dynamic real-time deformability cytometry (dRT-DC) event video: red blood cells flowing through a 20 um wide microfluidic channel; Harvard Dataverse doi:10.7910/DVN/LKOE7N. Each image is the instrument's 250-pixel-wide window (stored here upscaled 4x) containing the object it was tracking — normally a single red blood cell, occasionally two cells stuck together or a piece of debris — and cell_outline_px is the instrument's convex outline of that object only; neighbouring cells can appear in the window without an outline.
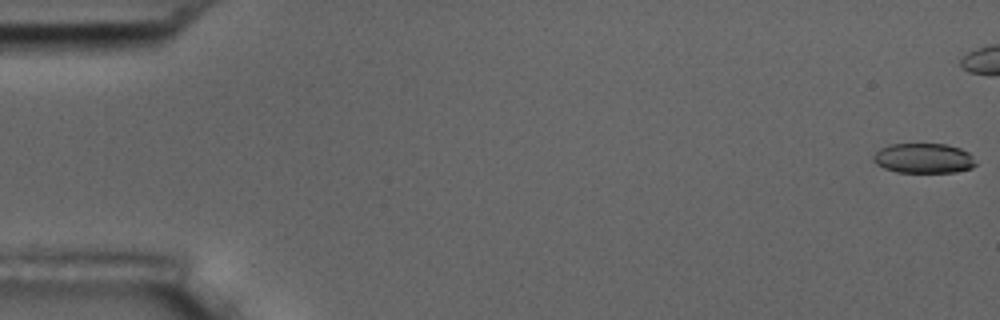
{"species": "common noctule bat (a hibernating species)", "species_latin": "Nyctalus noctula", "temperature_condition": "room temperature", "stored_images_in_passage": 44, "camera_frame_rate_fps": 3000, "um_per_image_px": 0.085, "animal": {"sex": "male", "body_mass_g": 17.5, "forearm_length_mm": 52.3}, "frame": {"image": 1, "passage_image": 1, "time_ms": 0.0, "image_size_px": [1000, 320], "cell_outline_px": [[976, 164], [972, 168], [956, 172], [896, 172], [884, 168], [876, 164], [872, 160], [872, 156], [880, 148], [888, 144], [948, 144], [960, 148], [968, 152]], "centroid_in_image_um": [78.47, 13.45], "position_along_channel_um": 6.5, "area_um2": 17.92}}
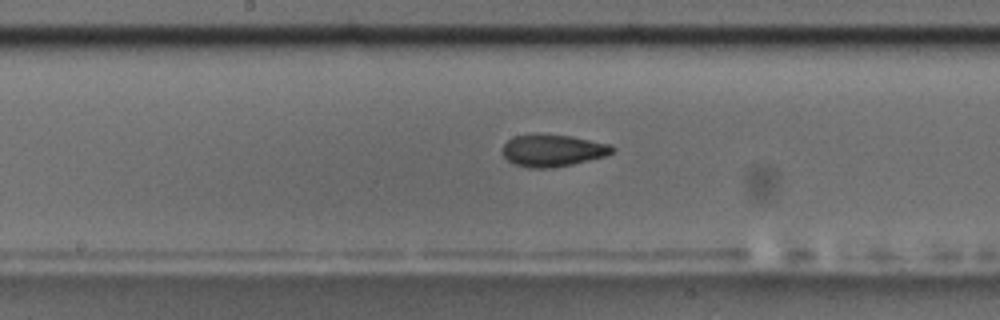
{"frame": {"image": 2, "passage_image": 29, "time_ms": 9.333, "image_size_px": [1000, 320], "cell_outline_px": [[616, 148], [612, 152], [604, 156], [572, 164], [552, 168], [528, 168], [512, 164], [500, 152], [504, 144], [512, 136], [536, 132], [572, 136], [612, 144]], "centroid_in_image_um": [46.93, 12.76], "position_along_channel_um": 201.3, "area_um2": 21.1}}
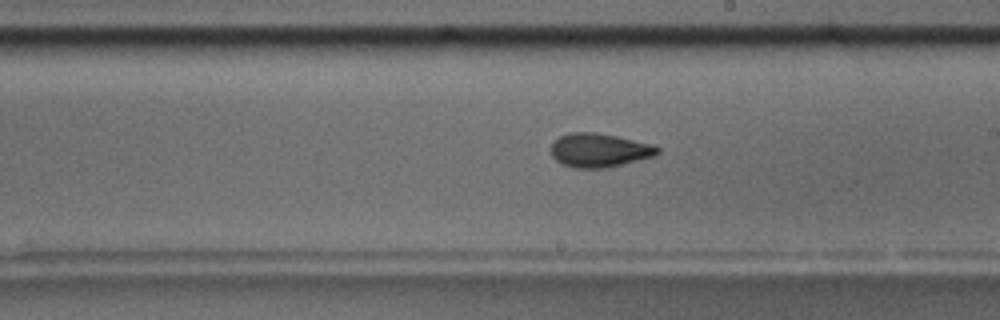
{"frame": {"image": 3, "passage_image": 32, "time_ms": 10.333, "image_size_px": [1000, 320], "cell_outline_px": [[660, 152], [652, 156], [604, 168], [576, 168], [560, 164], [552, 156], [552, 144], [560, 136], [568, 132], [596, 132], [616, 136], [652, 144], [660, 148]], "centroid_in_image_um": [50.9, 12.76], "position_along_channel_um": 238.1, "area_um2": 20.75}}